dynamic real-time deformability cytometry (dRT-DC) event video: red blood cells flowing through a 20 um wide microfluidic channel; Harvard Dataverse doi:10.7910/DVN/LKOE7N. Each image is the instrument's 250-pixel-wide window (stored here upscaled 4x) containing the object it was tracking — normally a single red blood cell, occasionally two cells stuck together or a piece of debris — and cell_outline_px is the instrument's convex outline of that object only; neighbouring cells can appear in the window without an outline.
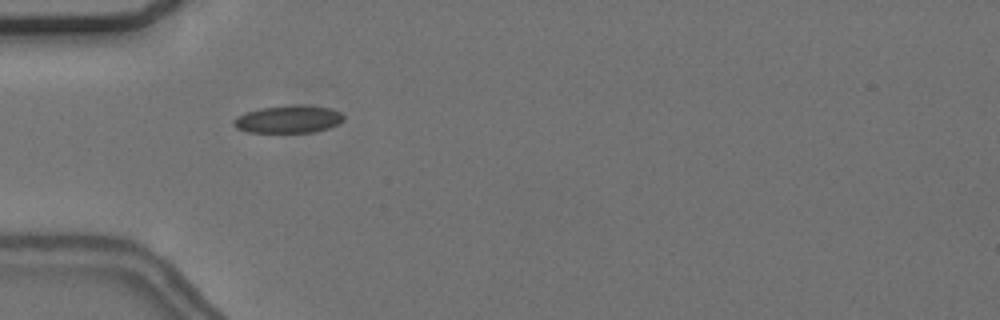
{"species": "common noctule bat (a hibernating species)", "species_latin": "Nyctalus noctula", "temperature_condition": "cold", "stored_images_in_passage": 35, "camera_frame_rate_fps": 3000, "um_per_image_px": 0.085, "animal": {"sex": "female", "body_mass_g": 24.6, "forearm_length_mm": 56.2}, "frame": {"image": 1, "passage_image": 1, "time_ms": 0.0, "image_size_px": [1000, 320], "cell_outline_px": [[344, 120], [328, 128], [312, 132], [248, 132], [236, 128], [232, 124], [232, 120], [236, 116], [244, 112], [260, 108], [292, 104], [308, 104], [332, 108], [340, 112], [344, 116]], "centroid_in_image_um": [24.49, 10.11], "position_along_channel_um": 60.5, "area_um2": 18.03}, "authors_computed_cell_mechanics": {"area_um2": 16.9354, "velocity_mm_per_s": 3.6714, "shape_relaxation_time_tau1_ms": 4.855, "shape_relaxation_time_tau2_ms": 1.8661, "deformation_change_tau1": 0.0862, "deformation_change_tau2": 0.0646}}